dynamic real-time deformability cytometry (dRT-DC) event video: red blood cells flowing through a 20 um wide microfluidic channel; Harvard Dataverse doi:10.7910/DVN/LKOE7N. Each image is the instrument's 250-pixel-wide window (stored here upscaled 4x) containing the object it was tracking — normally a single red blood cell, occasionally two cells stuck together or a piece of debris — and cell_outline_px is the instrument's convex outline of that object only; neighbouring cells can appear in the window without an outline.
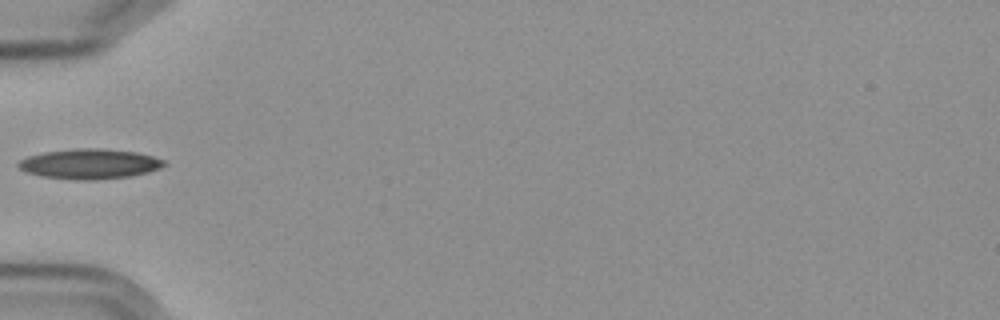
{"species": "Egyptian fruit bat (a non-hibernating species)", "species_latin": "Rousettus aegyptiacus", "temperature_condition": "cold", "stored_images_in_passage": 9, "camera_frame_rate_fps": 3000, "um_per_image_px": 0.085, "frame": {"image": 1, "passage_image": 1, "time_ms": 0.0, "image_size_px": [1000, 320], "cell_outline_px": [[168, 164], [160, 168], [148, 172], [132, 176], [96, 180], [76, 180], [40, 176], [28, 172], [20, 168], [16, 164], [20, 160], [28, 156], [44, 152], [76, 148], [100, 148], [136, 152], [152, 156], [164, 160]], "centroid_in_image_um": [7.64, 13.93], "position_along_channel_um": 77.4, "area_um2": 25.61}}